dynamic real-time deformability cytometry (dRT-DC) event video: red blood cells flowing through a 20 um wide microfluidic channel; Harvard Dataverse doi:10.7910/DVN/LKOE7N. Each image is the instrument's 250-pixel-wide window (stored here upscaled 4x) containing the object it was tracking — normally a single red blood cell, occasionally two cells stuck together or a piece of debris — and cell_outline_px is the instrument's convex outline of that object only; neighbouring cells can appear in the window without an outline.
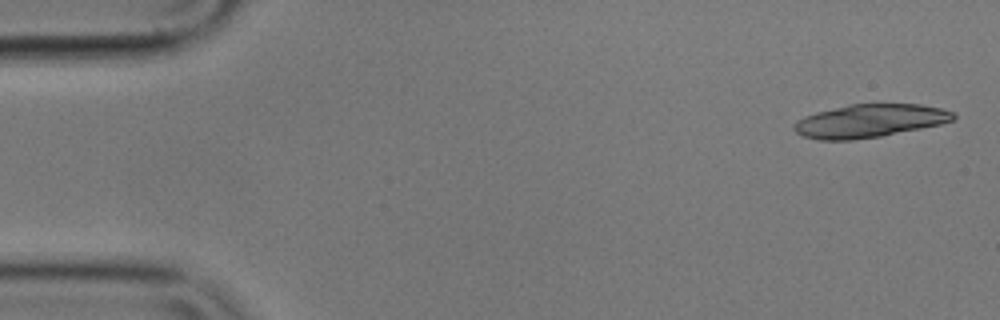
{"species": "common noctule bat (a hibernating species)", "species_latin": "Nyctalus noctula", "temperature_condition": "cold", "stored_images_in_passage": 17, "camera_frame_rate_fps": 3000, "um_per_image_px": 0.085, "animal": {"sex": "male", "body_mass_g": 17.9}, "frame": {"image": 1, "passage_image": 1, "time_ms": 0.0, "image_size_px": [1000, 320], "cell_outline_px": [[956, 120], [940, 124], [880, 136], [852, 140], [820, 140], [804, 136], [796, 132], [792, 128], [792, 124], [796, 120], [804, 116], [816, 112], [848, 104], [920, 104], [940, 108], [956, 112]], "centroid_in_image_um": [73.91, 10.27], "position_along_channel_um": 11.1, "area_um2": 30.87}}